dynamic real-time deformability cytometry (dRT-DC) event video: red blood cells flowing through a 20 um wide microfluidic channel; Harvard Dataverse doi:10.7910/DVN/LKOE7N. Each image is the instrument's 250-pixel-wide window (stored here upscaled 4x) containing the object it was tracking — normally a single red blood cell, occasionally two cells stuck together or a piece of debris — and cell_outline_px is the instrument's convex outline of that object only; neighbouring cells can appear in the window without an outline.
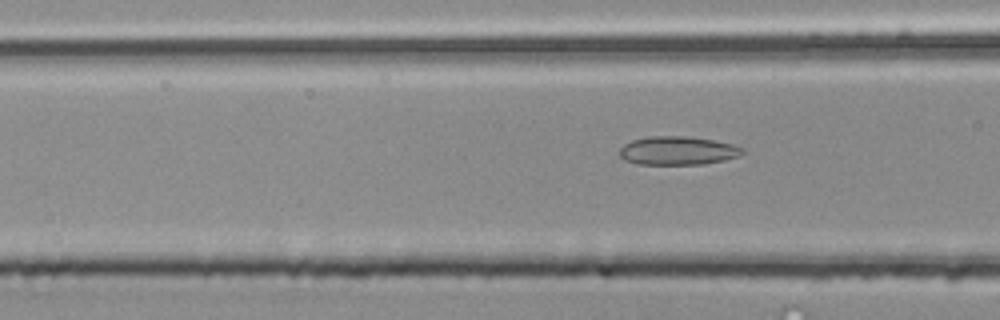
{"species": "common noctule bat (a hibernating species)", "species_latin": "Nyctalus noctula", "temperature_condition": "room temperature", "stored_images_in_passage": 3, "camera_frame_rate_fps": 3000, "um_per_image_px": 0.085, "animal": {"sex": "male", "body_mass_g": 20.4}, "frame": {"image": 1, "passage_image": 3, "time_ms": 0.667, "image_size_px": [1000, 320], "cell_outline_px": [[744, 152], [740, 156], [724, 160], [704, 164], [636, 164], [624, 160], [620, 156], [620, 148], [624, 144], [632, 140], [648, 136], [684, 136], [712, 140], [732, 144], [744, 148]], "centroid_in_image_um": [57.6, 12.81], "position_along_channel_um": 109.0, "area_um2": 20.46}}